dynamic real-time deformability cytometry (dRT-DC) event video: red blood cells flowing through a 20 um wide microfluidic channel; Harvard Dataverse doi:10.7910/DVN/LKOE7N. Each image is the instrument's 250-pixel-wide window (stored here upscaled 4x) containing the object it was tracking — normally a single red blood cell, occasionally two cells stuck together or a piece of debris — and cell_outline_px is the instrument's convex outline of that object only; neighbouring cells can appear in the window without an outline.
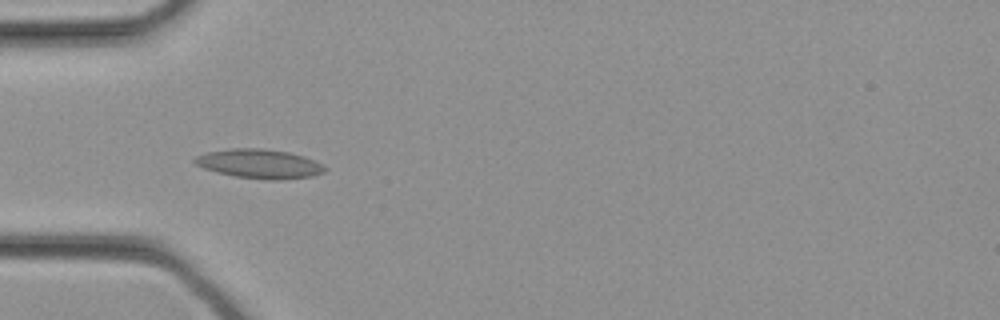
{"species": "common noctule bat (a hibernating species)", "species_latin": "Nyctalus noctula", "temperature_condition": "cold", "stored_images_in_passage": 29, "camera_frame_rate_fps": 3000, "um_per_image_px": 0.085, "animal": {"sex": "female", "body_mass_g": 21.9}, "frame": {"image": 1, "passage_image": 6, "time_ms": 1.667, "image_size_px": [1000, 320], "cell_outline_px": [[328, 168], [324, 172], [312, 176], [280, 180], [264, 180], [236, 176], [216, 172], [204, 168], [196, 164], [192, 160], [196, 156], [208, 152], [232, 148], [264, 148], [288, 152], [304, 156], [324, 164]], "centroid_in_image_um": [22.09, 13.92], "position_along_channel_um": 62.9, "area_um2": 22.25}}
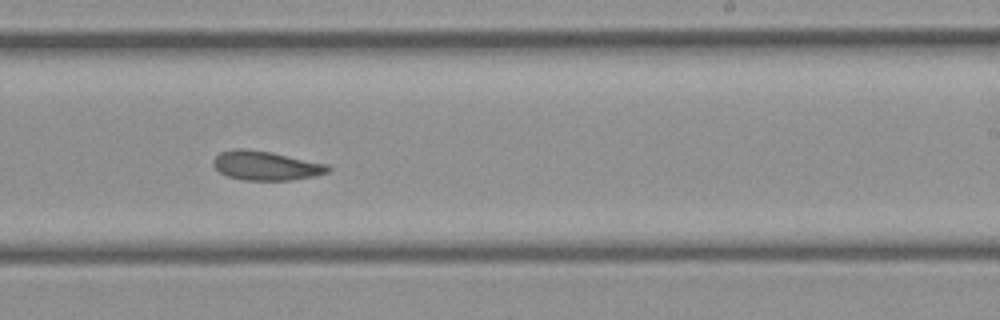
{"frame": {"image": 2, "passage_image": 16, "time_ms": 5.0, "image_size_px": [1000, 320], "cell_outline_px": [[332, 168], [328, 172], [316, 176], [292, 180], [244, 180], [228, 176], [220, 172], [212, 164], [212, 160], [220, 152], [236, 148], [244, 148], [272, 152], [328, 164]], "centroid_in_image_um": [22.62, 14.07], "position_along_channel_um": 266.4, "area_um2": 19.65}}
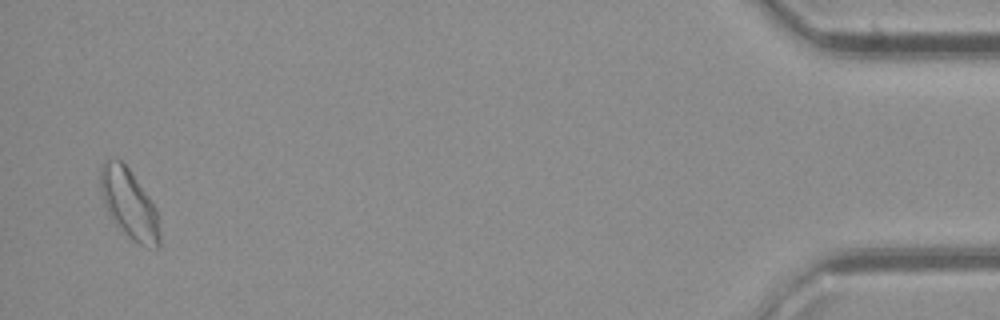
{"frame": {"image": 3, "passage_image": 28, "time_ms": 9.0, "image_size_px": [1000, 320], "cell_outline_px": [[160, 248], [148, 248], [132, 240], [112, 220], [104, 204], [100, 188], [100, 168], [104, 160], [120, 160], [128, 168], [148, 196], [156, 208], [160, 232]], "centroid_in_image_um": [10.98, 17.36], "position_along_channel_um": 424.2, "area_um2": 23.81}}